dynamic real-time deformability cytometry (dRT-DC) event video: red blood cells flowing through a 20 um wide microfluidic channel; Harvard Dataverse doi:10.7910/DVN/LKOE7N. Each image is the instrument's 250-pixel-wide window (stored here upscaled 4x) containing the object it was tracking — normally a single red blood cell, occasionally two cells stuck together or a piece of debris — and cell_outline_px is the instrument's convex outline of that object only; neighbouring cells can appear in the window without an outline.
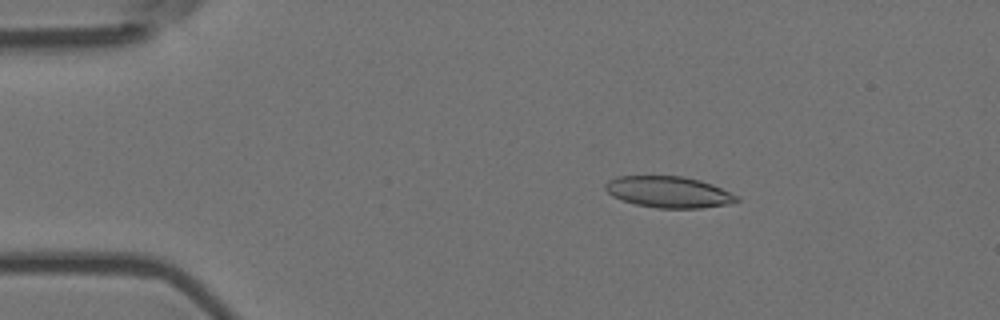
{"species": "Egyptian fruit bat (a non-hibernating species)", "species_latin": "Rousettus aegyptiacus", "temperature_condition": "room temperature", "stored_images_in_passage": 4, "camera_frame_rate_fps": 3000, "um_per_image_px": 0.085, "animal": {"sex": "female"}, "frame": {"image": 1, "passage_image": 3, "time_ms": 0.667, "image_size_px": [1000, 320], "cell_outline_px": [[740, 200], [728, 204], [700, 208], [656, 208], [636, 204], [612, 196], [604, 188], [604, 184], [608, 180], [616, 176], [684, 176], [700, 180], [712, 184], [740, 196]], "centroid_in_image_um": [56.85, 16.31], "position_along_channel_um": 28.2, "area_um2": 24.04}}